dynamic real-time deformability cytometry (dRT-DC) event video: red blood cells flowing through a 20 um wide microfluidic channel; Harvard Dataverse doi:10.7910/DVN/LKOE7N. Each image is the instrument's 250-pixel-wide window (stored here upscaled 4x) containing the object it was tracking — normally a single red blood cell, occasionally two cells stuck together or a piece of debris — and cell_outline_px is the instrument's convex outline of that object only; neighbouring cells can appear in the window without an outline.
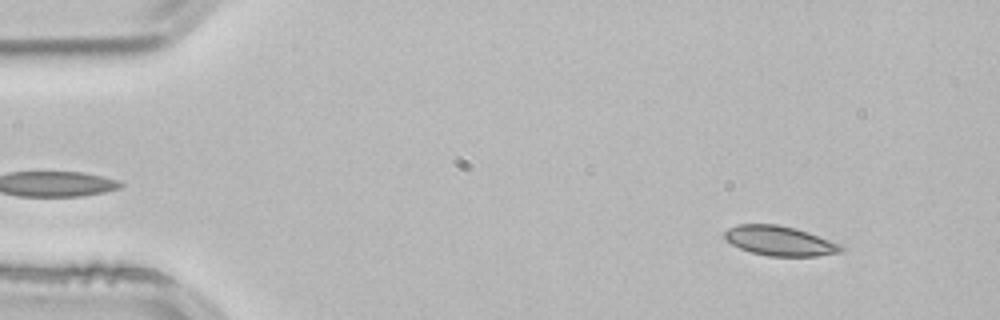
{"species": "common noctule bat (a hibernating species)", "species_latin": "Nyctalus noctula", "temperature_condition": "room temperature", "stored_images_in_passage": 2, "camera_frame_rate_fps": 3000, "um_per_image_px": 0.085, "animal": {"sex": "male", "body_mass_g": 21.5, "forearm_length_mm": 52.0}, "frame": {"image": 1, "passage_image": 1, "time_ms": 0.0, "image_size_px": [1000, 320], "cell_outline_px": [[844, 248], [840, 252], [816, 256], [768, 256], [752, 252], [740, 248], [732, 244], [724, 236], [724, 232], [728, 228], [736, 224], [776, 224], [796, 228], [808, 232], [840, 244]], "centroid_in_image_um": [66.26, 20.46], "position_along_channel_um": 18.7, "area_um2": 20.0}}